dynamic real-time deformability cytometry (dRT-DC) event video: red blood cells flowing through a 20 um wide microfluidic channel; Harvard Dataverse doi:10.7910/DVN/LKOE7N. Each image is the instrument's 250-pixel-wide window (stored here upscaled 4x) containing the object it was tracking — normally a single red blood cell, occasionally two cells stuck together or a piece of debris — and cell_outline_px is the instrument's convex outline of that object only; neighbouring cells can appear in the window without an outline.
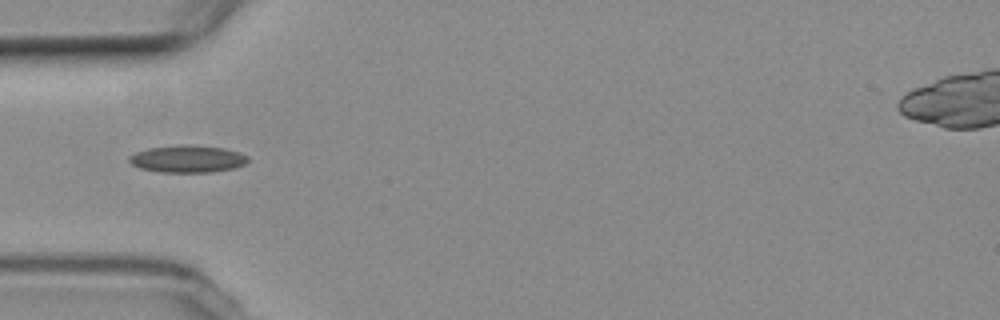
{"species": "common noctule bat (a hibernating species)", "species_latin": "Nyctalus noctula", "temperature_condition": "room temperature", "stored_images_in_passage": 6, "camera_frame_rate_fps": 3000, "um_per_image_px": 0.085, "animal": {"sex": "female", "body_mass_g": 19.3, "forearm_length_mm": 54.1}, "frame": {"image": 1, "passage_image": 5, "time_ms": 4.667, "image_size_px": [1000, 320], "cell_outline_px": [[248, 160], [244, 164], [236, 168], [212, 172], [160, 172], [140, 168], [132, 164], [128, 160], [128, 156], [136, 152], [148, 148], [184, 144], [224, 148], [240, 152], [248, 156]], "centroid_in_image_um": [15.95, 13.51], "position_along_channel_um": 69.1, "area_um2": 18.9}}
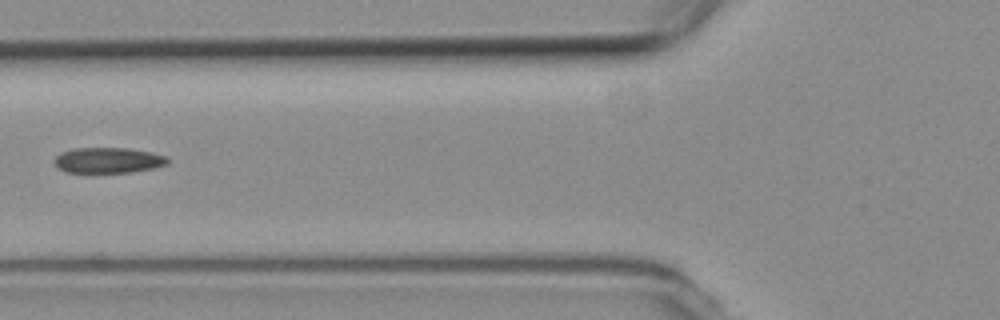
{"frame": {"image": 2, "passage_image": 6, "time_ms": 6.0, "image_size_px": [1000, 320], "cell_outline_px": [[168, 164], [156, 168], [132, 172], [64, 172], [56, 168], [52, 160], [60, 152], [72, 148], [128, 148], [152, 152], [168, 156]], "centroid_in_image_um": [9.18, 13.62], "position_along_channel_um": 116.6, "area_um2": 17.22}}